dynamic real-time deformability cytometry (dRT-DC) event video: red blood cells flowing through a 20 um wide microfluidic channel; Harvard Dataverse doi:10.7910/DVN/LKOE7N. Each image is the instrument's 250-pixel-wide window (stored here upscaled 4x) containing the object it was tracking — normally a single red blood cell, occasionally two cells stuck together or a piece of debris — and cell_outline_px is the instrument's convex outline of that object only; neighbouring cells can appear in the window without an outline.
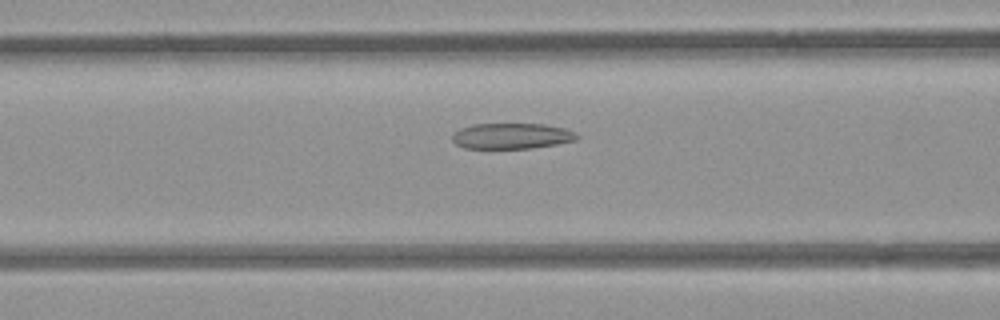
{"species": "common noctule bat (a hibernating species)", "species_latin": "Nyctalus noctula", "temperature_condition": "room temperature", "stored_images_in_passage": 46, "camera_frame_rate_fps": 3000, "um_per_image_px": 0.085, "animal": {"sex": "female", "body_mass_g": 21.9}, "frame": {"image": 1, "passage_image": 14, "time_ms": 4.333, "image_size_px": [1000, 320], "cell_outline_px": [[580, 136], [576, 140], [556, 144], [528, 148], [464, 148], [456, 144], [452, 140], [452, 136], [460, 128], [472, 124], [544, 124], [564, 128], [576, 132]], "centroid_in_image_um": [43.5, 11.55], "position_along_channel_um": 123.1, "area_um2": 18.61}}
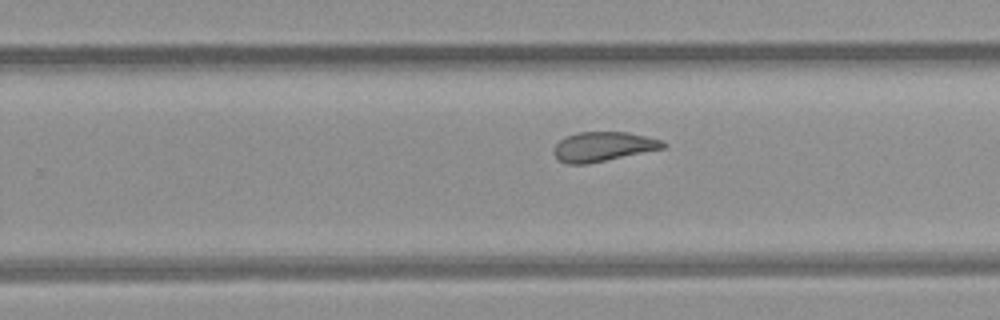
{"frame": {"image": 2, "passage_image": 26, "time_ms": 8.333, "image_size_px": [1000, 320], "cell_outline_px": [[668, 144], [664, 148], [588, 164], [568, 164], [560, 160], [552, 152], [552, 148], [564, 136], [576, 132], [628, 132], [664, 140]], "centroid_in_image_um": [51.26, 12.45], "position_along_channel_um": 278.5, "area_um2": 18.96}}
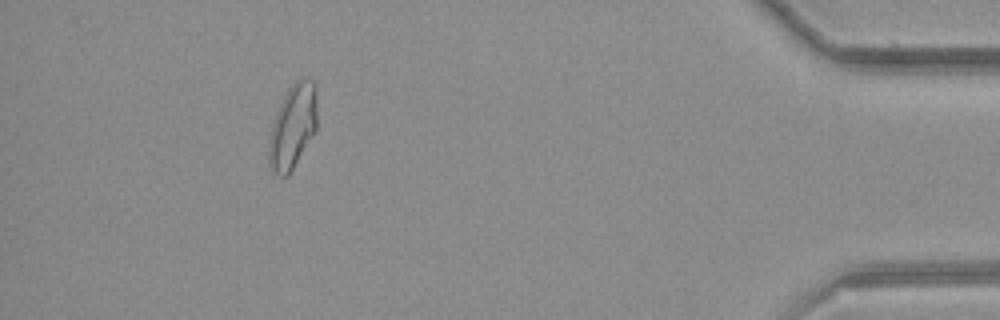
{"frame": {"image": 3, "passage_image": 41, "time_ms": 13.333, "image_size_px": [1000, 320], "cell_outline_px": [[316, 132], [288, 176], [276, 176], [272, 172], [268, 164], [268, 152], [272, 124], [280, 104], [288, 88], [300, 76], [304, 76], [312, 80], [316, 84]], "centroid_in_image_um": [24.89, 10.76], "position_along_channel_um": 410.3, "area_um2": 23.99}, "authors_computed_cell_mechanics": {"area_um2": 20.8369, "velocity_mm_per_s": 3.8896, "shape_relaxation_time_tau1_ms": null, "shape_relaxation_time_tau2_ms": 1.8119, "deformation_change_tau1": null, "deformation_change_tau2": 0.0761}}